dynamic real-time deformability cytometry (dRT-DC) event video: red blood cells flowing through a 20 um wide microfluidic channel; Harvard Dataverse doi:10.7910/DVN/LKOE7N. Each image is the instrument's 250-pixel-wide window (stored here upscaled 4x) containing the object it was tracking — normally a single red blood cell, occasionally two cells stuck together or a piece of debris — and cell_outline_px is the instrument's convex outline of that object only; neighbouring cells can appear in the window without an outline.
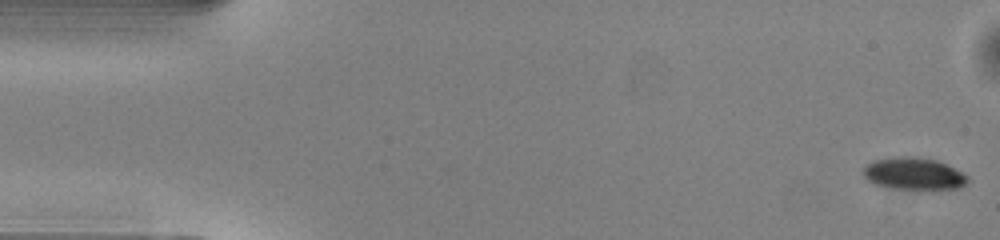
{"species": "common noctule bat (a hibernating species)", "species_latin": "Nyctalus noctula", "temperature_condition": "warm", "stored_images_in_passage": 51, "camera_frame_rate_fps": 3000, "um_per_image_px": 0.085, "animal": {"sex": "male", "body_mass_g": 13.0, "forearm_length_mm": 53.1}, "frame": {"image": 1, "passage_image": 1, "time_ms": 0.0, "image_size_px": [1000, 240], "cell_outline_px": [[968, 180], [960, 188], [932, 192], [920, 192], [896, 188], [876, 184], [868, 180], [860, 172], [872, 160], [904, 156], [908, 156], [936, 160], [968, 176]], "centroid_in_image_um": [77.68, 14.82], "position_along_channel_um": 7.3, "area_um2": 20.0}}
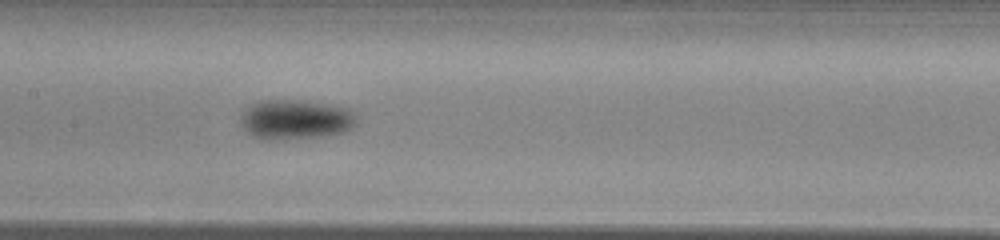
{"frame": {"image": 2, "passage_image": 24, "time_ms": 7.667, "image_size_px": [1000, 240], "cell_outline_px": [[356, 124], [352, 128], [340, 132], [320, 136], [268, 140], [260, 140], [252, 136], [240, 124], [240, 116], [252, 104], [264, 100], [296, 100], [324, 104], [348, 108], [356, 116]], "centroid_in_image_um": [25.08, 10.16], "position_along_channel_um": 182.3, "area_um2": 26.47}}
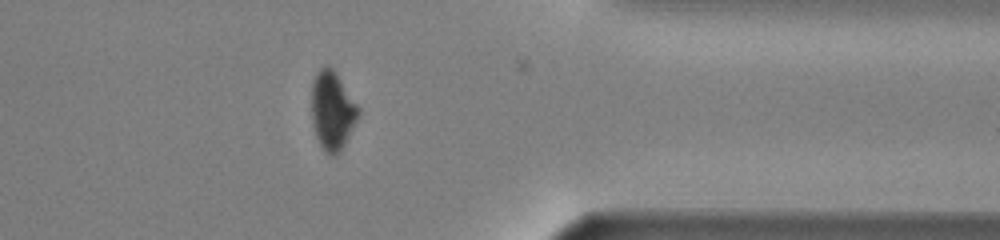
{"frame": {"image": 3, "passage_image": 40, "time_ms": 13.0, "image_size_px": [1000, 240], "cell_outline_px": [[360, 112], [344, 144], [332, 156], [328, 156], [324, 152], [316, 136], [312, 124], [312, 84], [316, 72], [320, 68], [332, 68], [336, 72], [360, 108]], "centroid_in_image_um": [28.23, 9.39], "position_along_channel_um": 383.2, "area_um2": 21.04}, "authors_computed_cell_mechanics": {"area_um2": 22.4842, "velocity_mm_per_s": 4.0777, "shape_relaxation_time_tau1_ms": 2.7625, "shape_relaxation_time_tau2_ms": null, "deformation_change_tau1": 0.1176, "deformation_change_tau2": null}}